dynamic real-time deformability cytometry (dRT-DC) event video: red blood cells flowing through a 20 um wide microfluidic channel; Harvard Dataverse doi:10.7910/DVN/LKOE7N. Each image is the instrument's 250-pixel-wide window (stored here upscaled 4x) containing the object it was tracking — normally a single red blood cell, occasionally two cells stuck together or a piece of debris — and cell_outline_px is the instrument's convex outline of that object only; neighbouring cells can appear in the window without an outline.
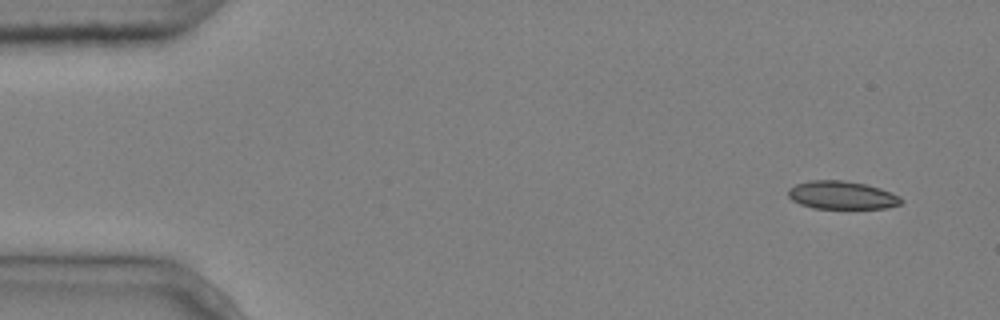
{"species": "common noctule bat (a hibernating species)", "species_latin": "Nyctalus noctula", "temperature_condition": "cold", "stored_images_in_passage": 5, "camera_frame_rate_fps": 3000, "um_per_image_px": 0.085, "animal": {"sex": "male", "body_mass_g": 20.4}, "frame": {"image": 1, "passage_image": 1, "time_ms": 0.0, "image_size_px": [1000, 320], "cell_outline_px": [[904, 200], [900, 204], [888, 208], [812, 208], [800, 204], [792, 200], [788, 196], [788, 188], [796, 184], [808, 180], [844, 180], [864, 184], [880, 188], [900, 196]], "centroid_in_image_um": [71.54, 16.58], "position_along_channel_um": 13.5, "area_um2": 18.55}}
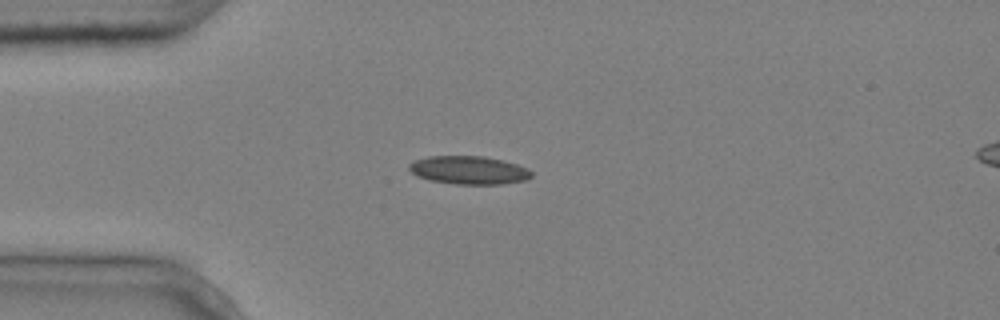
{"frame": {"image": 2, "passage_image": 4, "time_ms": 1.0, "image_size_px": [1000, 320], "cell_outline_px": [[532, 176], [524, 180], [500, 184], [456, 184], [428, 180], [416, 176], [408, 168], [408, 164], [416, 160], [428, 156], [484, 156], [516, 164], [528, 168], [532, 172]], "centroid_in_image_um": [39.82, 14.46], "position_along_channel_um": 45.2, "area_um2": 20.06}}